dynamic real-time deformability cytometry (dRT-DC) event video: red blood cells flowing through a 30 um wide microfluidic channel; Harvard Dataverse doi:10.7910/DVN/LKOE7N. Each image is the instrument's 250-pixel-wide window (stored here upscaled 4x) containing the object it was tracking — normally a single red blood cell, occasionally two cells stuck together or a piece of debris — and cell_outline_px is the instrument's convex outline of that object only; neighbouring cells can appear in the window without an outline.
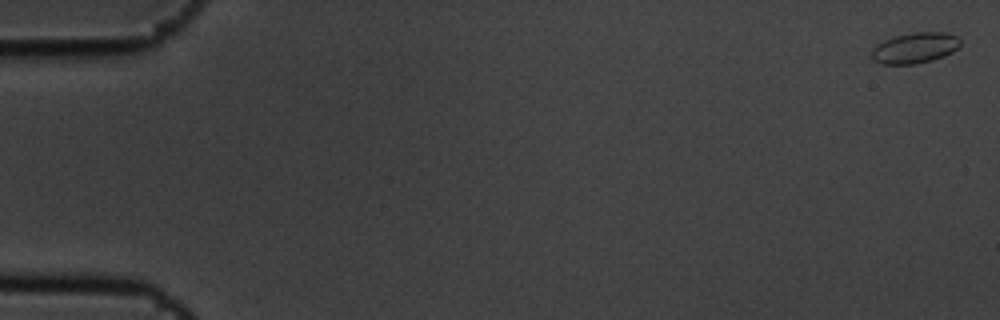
{"species": "common noctule bat (a hibernating species)", "species_latin": "Nyctalus noctula", "temperature_condition": "cold", "stored_images_in_passage": 6, "camera_frame_rate_fps": 3000, "um_per_image_px": 0.085, "animal": {"sex": "male", "body_mass_g": 19.5, "forearm_length_mm": 54.6}, "frame": {"image": 1, "passage_image": 1, "time_ms": 0.0, "image_size_px": [1000, 320], "cell_outline_px": [[960, 44], [952, 52], [944, 56], [932, 60], [916, 64], [880, 64], [872, 60], [868, 56], [872, 48], [876, 44], [884, 40], [896, 36], [912, 32], [948, 32], [956, 36], [960, 40]], "centroid_in_image_um": [77.7, 4.08], "position_along_channel_um": 7.3, "area_um2": 16.13}}
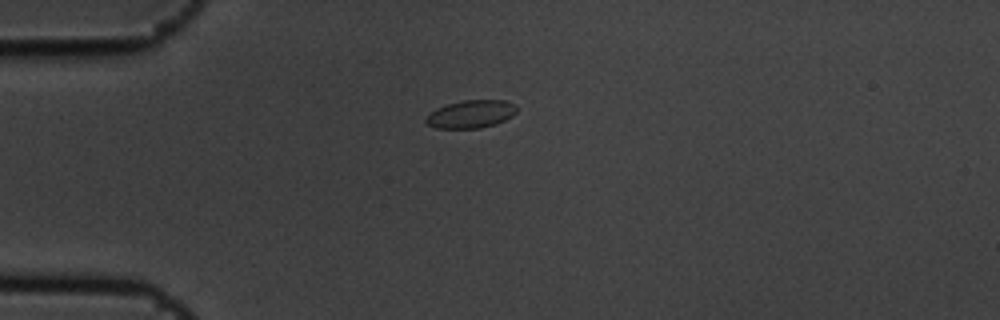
{"frame": {"image": 2, "passage_image": 5, "time_ms": 1.333, "image_size_px": [1000, 320], "cell_outline_px": [[516, 112], [512, 116], [496, 124], [480, 128], [436, 128], [428, 124], [424, 120], [436, 108], [460, 100], [504, 100], [516, 104]], "centroid_in_image_um": [40.05, 9.69], "position_along_channel_um": 45.0, "area_um2": 14.68}}